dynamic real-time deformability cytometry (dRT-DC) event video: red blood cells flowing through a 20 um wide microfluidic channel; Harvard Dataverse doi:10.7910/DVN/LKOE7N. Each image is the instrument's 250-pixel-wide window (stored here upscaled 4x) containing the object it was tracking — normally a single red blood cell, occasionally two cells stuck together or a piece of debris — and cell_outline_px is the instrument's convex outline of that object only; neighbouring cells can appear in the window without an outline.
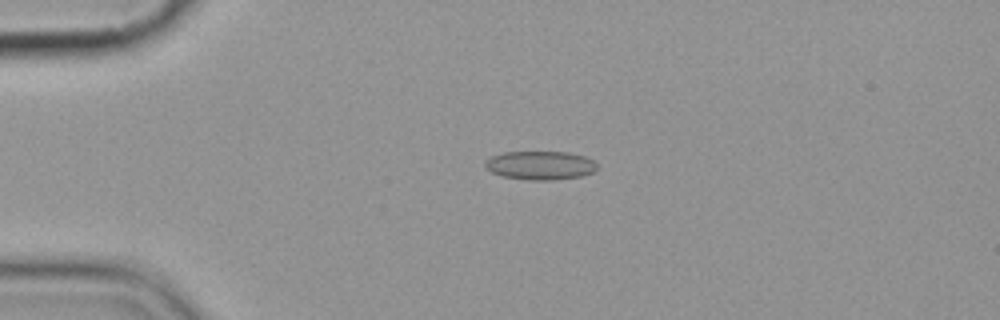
{"species": "common noctule bat (a hibernating species)", "species_latin": "Nyctalus noctula", "temperature_condition": "cold", "stored_images_in_passage": 4, "camera_frame_rate_fps": 3000, "um_per_image_px": 0.085, "animal": {"sex": "female", "body_mass_g": 19.9}, "frame": {"image": 1, "passage_image": 3, "time_ms": 2.333, "image_size_px": [1000, 320], "cell_outline_px": [[596, 168], [592, 172], [580, 176], [552, 180], [532, 180], [500, 176], [492, 172], [484, 164], [484, 160], [492, 156], [504, 152], [568, 152], [584, 156], [592, 160], [596, 164]], "centroid_in_image_um": [45.89, 14.05], "position_along_channel_um": 39.1, "area_um2": 18.55}}